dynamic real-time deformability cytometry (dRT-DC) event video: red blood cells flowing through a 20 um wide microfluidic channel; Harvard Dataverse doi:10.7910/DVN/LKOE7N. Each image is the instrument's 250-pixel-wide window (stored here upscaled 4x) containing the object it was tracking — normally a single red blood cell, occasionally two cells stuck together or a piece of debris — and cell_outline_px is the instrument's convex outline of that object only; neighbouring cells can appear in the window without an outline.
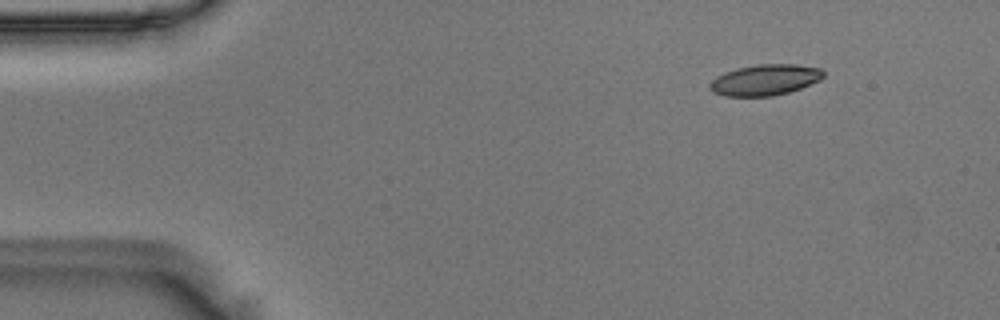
{"species": "Egyptian fruit bat (a non-hibernating species)", "species_latin": "Rousettus aegyptiacus", "temperature_condition": "room temperature", "stored_images_in_passage": 50, "camera_frame_rate_fps": 3000, "um_per_image_px": 0.085, "animal": {"sex": "male"}, "frame": {"image": 1, "passage_image": 1, "time_ms": 0.0, "image_size_px": [1000, 320], "cell_outline_px": [[824, 76], [820, 80], [800, 88], [788, 92], [772, 96], [724, 96], [712, 92], [708, 88], [708, 84], [716, 76], [724, 72], [736, 68], [756, 64], [796, 64], [820, 68], [824, 72]], "centroid_in_image_um": [64.98, 6.79], "position_along_channel_um": 20.0, "area_um2": 20.63}}
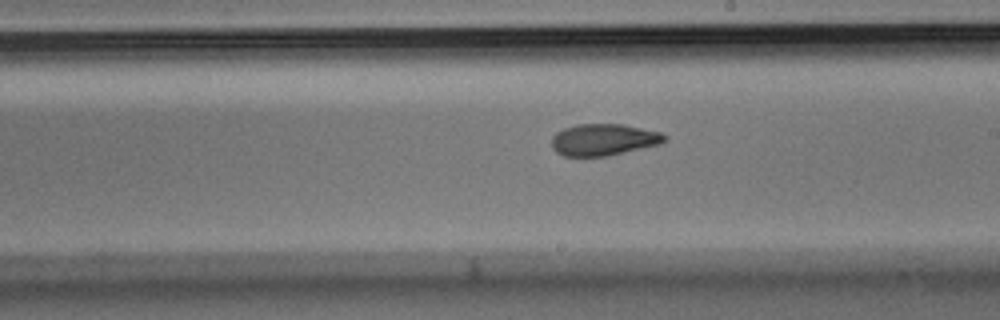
{"frame": {"image": 2, "passage_image": 26, "time_ms": 8.333, "image_size_px": [1000, 320], "cell_outline_px": [[668, 136], [660, 144], [604, 156], [564, 156], [556, 152], [552, 148], [552, 136], [556, 132], [564, 128], [576, 124], [624, 124], [660, 132]], "centroid_in_image_um": [51.27, 11.86], "position_along_channel_um": 237.7, "area_um2": 20.75}}
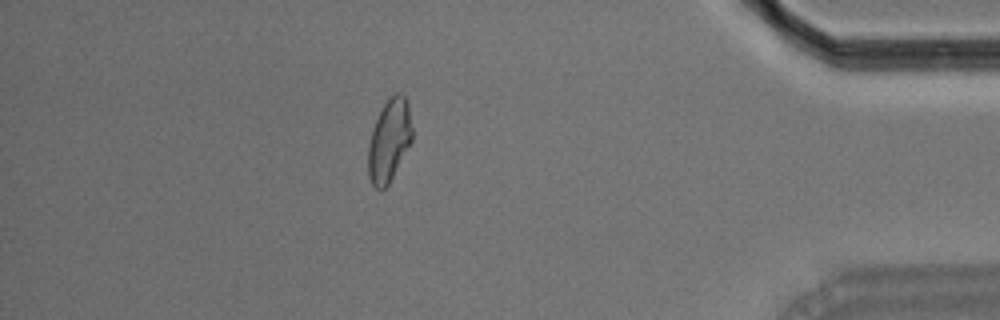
{"frame": {"image": 3, "passage_image": 43, "time_ms": 14.0, "image_size_px": [1000, 320], "cell_outline_px": [[412, 140], [388, 184], [380, 192], [372, 184], [368, 176], [368, 144], [372, 128], [384, 104], [396, 92], [400, 92], [404, 96], [408, 104], [412, 128]], "centroid_in_image_um": [33.07, 11.95], "position_along_channel_um": 402.1, "area_um2": 20.92}, "authors_computed_cell_mechanics": {"area_um2": 21.097, "velocity_mm_per_s": 3.623, "shape_relaxation_time_tau1_ms": 5.4701, "shape_relaxation_time_tau2_ms": 2.8258, "deformation_change_tau1": 0.1462, "deformation_change_tau2": 0.0712}}